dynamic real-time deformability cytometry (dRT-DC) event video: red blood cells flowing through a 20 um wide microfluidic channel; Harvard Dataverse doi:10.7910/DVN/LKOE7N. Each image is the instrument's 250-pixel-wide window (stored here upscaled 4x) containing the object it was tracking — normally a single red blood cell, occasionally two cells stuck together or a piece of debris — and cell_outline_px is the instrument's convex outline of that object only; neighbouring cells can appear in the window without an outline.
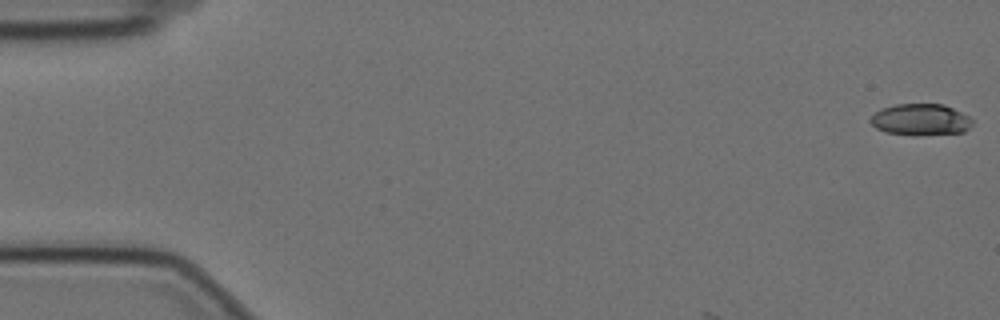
{"species": "Egyptian fruit bat (a non-hibernating species)", "species_latin": "Rousettus aegyptiacus", "temperature_condition": "cold", "stored_images_in_passage": 4, "camera_frame_rate_fps": 3000, "um_per_image_px": 0.085, "animal": {"sex": "female"}, "frame": {"image": 1, "passage_image": 1, "time_ms": 0.0, "image_size_px": [1000, 320], "cell_outline_px": [[972, 124], [964, 132], [884, 132], [876, 128], [868, 120], [876, 112], [884, 108], [896, 104], [944, 104], [968, 116], [972, 120]], "centroid_in_image_um": [78.23, 10.11], "position_along_channel_um": 6.8, "area_um2": 17.57}}